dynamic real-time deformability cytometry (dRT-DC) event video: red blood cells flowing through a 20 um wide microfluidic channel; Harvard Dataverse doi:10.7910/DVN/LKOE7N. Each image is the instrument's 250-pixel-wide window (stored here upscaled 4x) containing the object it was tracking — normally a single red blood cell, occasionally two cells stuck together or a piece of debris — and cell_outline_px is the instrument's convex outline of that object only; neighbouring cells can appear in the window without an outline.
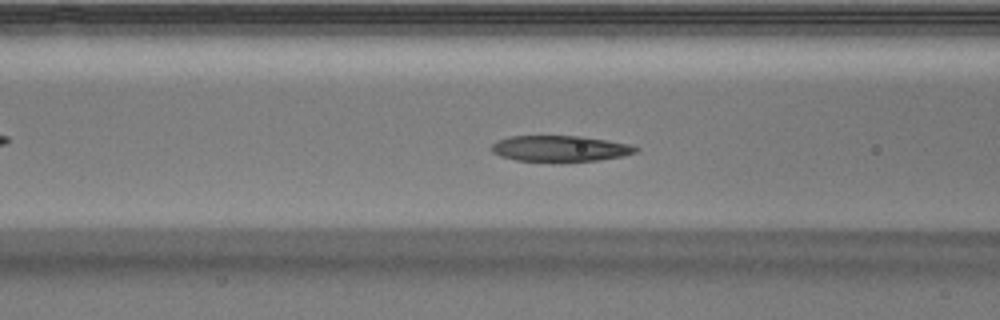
{"species": "Egyptian fruit bat (a non-hibernating species)", "species_latin": "Rousettus aegyptiacus", "temperature_condition": "warm", "stored_images_in_passage": 49, "camera_frame_rate_fps": 3000, "um_per_image_px": 0.085, "animal": {"sex": "male"}, "frame": {"image": 1, "passage_image": 17, "time_ms": 5.333, "image_size_px": [1000, 320], "cell_outline_px": [[640, 148], [636, 152], [620, 156], [600, 160], [560, 164], [516, 160], [500, 156], [492, 152], [488, 148], [496, 140], [508, 136], [580, 136], [628, 144]], "centroid_in_image_um": [47.52, 12.66], "position_along_channel_um": 119.1, "area_um2": 22.54}}
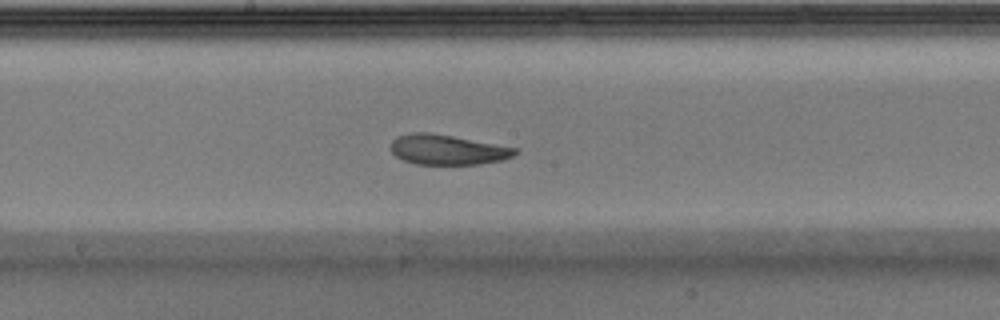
{"frame": {"image": 2, "passage_image": 24, "time_ms": 7.667, "image_size_px": [1000, 320], "cell_outline_px": [[520, 152], [504, 160], [480, 164], [416, 164], [404, 160], [396, 156], [392, 152], [392, 140], [396, 136], [408, 132], [428, 132], [452, 136], [516, 148]], "centroid_in_image_um": [38.02, 12.72], "position_along_channel_um": 210.2, "area_um2": 21.68}}
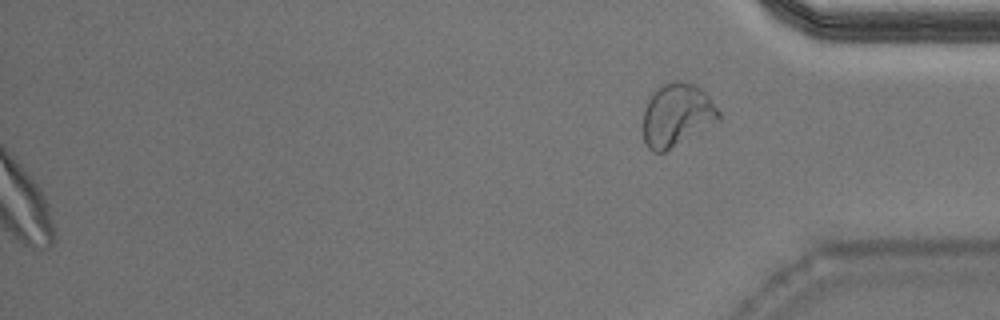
{"frame": {"image": 3, "passage_image": 49, "time_ms": 16.0, "image_size_px": [1000, 320], "cell_outline_px": [[720, 120], [664, 152], [652, 152], [648, 148], [644, 140], [644, 108], [648, 100], [656, 88], [664, 84], [676, 80], [680, 80], [696, 84], [708, 96], [720, 112]], "centroid_in_image_um": [57.53, 9.76], "position_along_channel_um": 377.7, "area_um2": 27.57}, "authors_computed_cell_mechanics": {"area_um2": 23.1778, "velocity_mm_per_s": 3.9028, "shape_relaxation_time_tau1_ms": 2.7485, "shape_relaxation_time_tau2_ms": 2.1261, "deformation_change_tau1": 0.1255, "deformation_change_tau2": 0.0923}}